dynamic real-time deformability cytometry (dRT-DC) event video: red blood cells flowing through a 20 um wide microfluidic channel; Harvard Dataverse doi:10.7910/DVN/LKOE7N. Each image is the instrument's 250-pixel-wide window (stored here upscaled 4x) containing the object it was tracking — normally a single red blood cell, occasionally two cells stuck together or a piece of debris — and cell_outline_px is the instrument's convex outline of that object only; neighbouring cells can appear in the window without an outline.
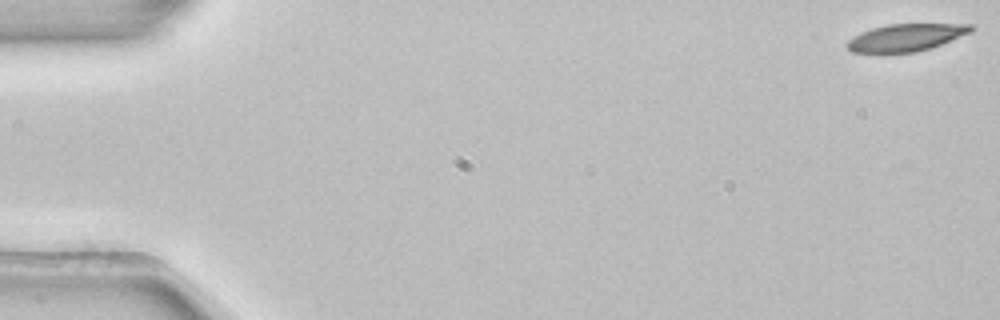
{"species": "common noctule bat (a hibernating species)", "species_latin": "Nyctalus noctula", "temperature_condition": "room temperature", "stored_images_in_passage": 4, "camera_frame_rate_fps": 3000, "um_per_image_px": 0.085, "animal": {"sex": "female", "body_mass_g": 22.7, "forearm_length_mm": 54.2}, "frame": {"image": 1, "passage_image": 1, "time_ms": 0.0, "image_size_px": [1000, 320], "cell_outline_px": [[976, 28], [972, 32], [932, 48], [916, 52], [852, 52], [844, 44], [848, 40], [872, 28], [888, 24], [972, 24]], "centroid_in_image_um": [77.08, 3.18], "position_along_channel_um": 7.9, "area_um2": 19.59}}
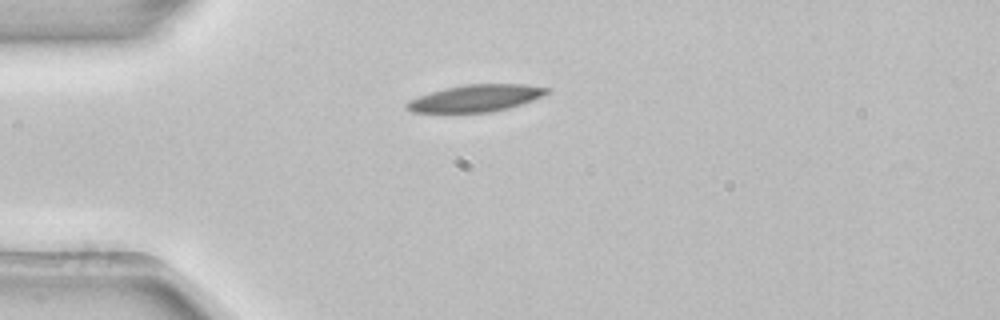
{"frame": {"image": 2, "passage_image": 4, "time_ms": 1.0, "image_size_px": [1000, 320], "cell_outline_px": [[552, 92], [532, 100], [508, 108], [488, 112], [412, 112], [404, 108], [404, 104], [408, 100], [444, 88], [464, 84], [524, 84], [552, 88]], "centroid_in_image_um": [40.45, 8.33], "position_along_channel_um": 44.5, "area_um2": 22.02}}